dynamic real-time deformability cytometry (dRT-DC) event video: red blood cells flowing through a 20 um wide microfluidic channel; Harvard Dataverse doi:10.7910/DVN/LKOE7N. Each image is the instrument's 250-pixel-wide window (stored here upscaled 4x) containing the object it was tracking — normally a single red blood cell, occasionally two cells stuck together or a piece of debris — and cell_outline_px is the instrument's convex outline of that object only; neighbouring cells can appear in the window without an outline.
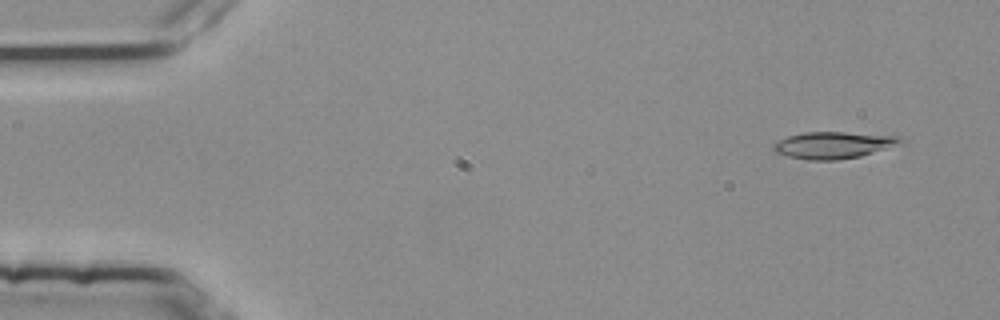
{"species": "common noctule bat (a hibernating species)", "species_latin": "Nyctalus noctula", "temperature_condition": "room temperature", "stored_images_in_passage": 11, "camera_frame_rate_fps": 3000, "um_per_image_px": 0.085, "animal": {"sex": "female", "body_mass_g": 25.1}, "frame": {"image": 1, "passage_image": 2, "time_ms": 0.333, "image_size_px": [1000, 320], "cell_outline_px": [[908, 144], [860, 156], [836, 160], [808, 160], [788, 156], [776, 152], [772, 148], [772, 144], [788, 136], [804, 132], [844, 132], [900, 136]], "centroid_in_image_um": [70.95, 12.33], "position_along_channel_um": 14.0, "area_um2": 20.17}}